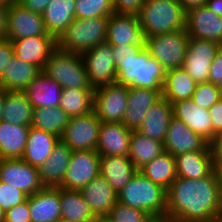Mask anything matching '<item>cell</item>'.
I'll return each instance as SVG.
<instances>
[{
	"label": "cell",
	"mask_w": 222,
	"mask_h": 222,
	"mask_svg": "<svg viewBox=\"0 0 222 222\" xmlns=\"http://www.w3.org/2000/svg\"><path fill=\"white\" fill-rule=\"evenodd\" d=\"M166 214L199 222L222 218V193L216 172L196 180L177 177L167 190Z\"/></svg>",
	"instance_id": "cell-1"
},
{
	"label": "cell",
	"mask_w": 222,
	"mask_h": 222,
	"mask_svg": "<svg viewBox=\"0 0 222 222\" xmlns=\"http://www.w3.org/2000/svg\"><path fill=\"white\" fill-rule=\"evenodd\" d=\"M137 16L144 38L186 27V11L178 0H145Z\"/></svg>",
	"instance_id": "cell-2"
},
{
	"label": "cell",
	"mask_w": 222,
	"mask_h": 222,
	"mask_svg": "<svg viewBox=\"0 0 222 222\" xmlns=\"http://www.w3.org/2000/svg\"><path fill=\"white\" fill-rule=\"evenodd\" d=\"M118 201L146 212L155 220L166 214L167 190L153 183L138 170L118 193Z\"/></svg>",
	"instance_id": "cell-3"
},
{
	"label": "cell",
	"mask_w": 222,
	"mask_h": 222,
	"mask_svg": "<svg viewBox=\"0 0 222 222\" xmlns=\"http://www.w3.org/2000/svg\"><path fill=\"white\" fill-rule=\"evenodd\" d=\"M116 73V82L124 86H135L162 91L166 70L144 48L137 57L121 62Z\"/></svg>",
	"instance_id": "cell-4"
},
{
	"label": "cell",
	"mask_w": 222,
	"mask_h": 222,
	"mask_svg": "<svg viewBox=\"0 0 222 222\" xmlns=\"http://www.w3.org/2000/svg\"><path fill=\"white\" fill-rule=\"evenodd\" d=\"M109 17H92L77 19L66 28L57 39L61 50L82 55L94 46L106 42Z\"/></svg>",
	"instance_id": "cell-5"
},
{
	"label": "cell",
	"mask_w": 222,
	"mask_h": 222,
	"mask_svg": "<svg viewBox=\"0 0 222 222\" xmlns=\"http://www.w3.org/2000/svg\"><path fill=\"white\" fill-rule=\"evenodd\" d=\"M42 72L55 80L62 89H94L81 55L58 47L50 54Z\"/></svg>",
	"instance_id": "cell-6"
},
{
	"label": "cell",
	"mask_w": 222,
	"mask_h": 222,
	"mask_svg": "<svg viewBox=\"0 0 222 222\" xmlns=\"http://www.w3.org/2000/svg\"><path fill=\"white\" fill-rule=\"evenodd\" d=\"M189 36L185 30L144 38L145 49L168 71L181 68L188 48Z\"/></svg>",
	"instance_id": "cell-7"
},
{
	"label": "cell",
	"mask_w": 222,
	"mask_h": 222,
	"mask_svg": "<svg viewBox=\"0 0 222 222\" xmlns=\"http://www.w3.org/2000/svg\"><path fill=\"white\" fill-rule=\"evenodd\" d=\"M129 86L117 82L94 88L93 111L101 122L122 123L128 106Z\"/></svg>",
	"instance_id": "cell-8"
},
{
	"label": "cell",
	"mask_w": 222,
	"mask_h": 222,
	"mask_svg": "<svg viewBox=\"0 0 222 222\" xmlns=\"http://www.w3.org/2000/svg\"><path fill=\"white\" fill-rule=\"evenodd\" d=\"M101 121L94 111L69 119L60 140L72 151L96 150Z\"/></svg>",
	"instance_id": "cell-9"
},
{
	"label": "cell",
	"mask_w": 222,
	"mask_h": 222,
	"mask_svg": "<svg viewBox=\"0 0 222 222\" xmlns=\"http://www.w3.org/2000/svg\"><path fill=\"white\" fill-rule=\"evenodd\" d=\"M222 45L212 40L189 37L182 67L196 83L208 82L210 66Z\"/></svg>",
	"instance_id": "cell-10"
},
{
	"label": "cell",
	"mask_w": 222,
	"mask_h": 222,
	"mask_svg": "<svg viewBox=\"0 0 222 222\" xmlns=\"http://www.w3.org/2000/svg\"><path fill=\"white\" fill-rule=\"evenodd\" d=\"M93 88L116 82V67L108 42L100 43L81 55Z\"/></svg>",
	"instance_id": "cell-11"
},
{
	"label": "cell",
	"mask_w": 222,
	"mask_h": 222,
	"mask_svg": "<svg viewBox=\"0 0 222 222\" xmlns=\"http://www.w3.org/2000/svg\"><path fill=\"white\" fill-rule=\"evenodd\" d=\"M100 175V155L96 150L72 151L61 188L80 190Z\"/></svg>",
	"instance_id": "cell-12"
},
{
	"label": "cell",
	"mask_w": 222,
	"mask_h": 222,
	"mask_svg": "<svg viewBox=\"0 0 222 222\" xmlns=\"http://www.w3.org/2000/svg\"><path fill=\"white\" fill-rule=\"evenodd\" d=\"M0 181L20 189L27 196L44 188L38 168L23 159H0Z\"/></svg>",
	"instance_id": "cell-13"
},
{
	"label": "cell",
	"mask_w": 222,
	"mask_h": 222,
	"mask_svg": "<svg viewBox=\"0 0 222 222\" xmlns=\"http://www.w3.org/2000/svg\"><path fill=\"white\" fill-rule=\"evenodd\" d=\"M33 36H52L46 30L42 15L19 3L9 6L5 39L13 41Z\"/></svg>",
	"instance_id": "cell-14"
},
{
	"label": "cell",
	"mask_w": 222,
	"mask_h": 222,
	"mask_svg": "<svg viewBox=\"0 0 222 222\" xmlns=\"http://www.w3.org/2000/svg\"><path fill=\"white\" fill-rule=\"evenodd\" d=\"M163 146L173 157L192 151H211L206 140L175 117L170 122Z\"/></svg>",
	"instance_id": "cell-15"
},
{
	"label": "cell",
	"mask_w": 222,
	"mask_h": 222,
	"mask_svg": "<svg viewBox=\"0 0 222 222\" xmlns=\"http://www.w3.org/2000/svg\"><path fill=\"white\" fill-rule=\"evenodd\" d=\"M185 31L191 38L212 40L222 45V18L205 5L186 11Z\"/></svg>",
	"instance_id": "cell-16"
},
{
	"label": "cell",
	"mask_w": 222,
	"mask_h": 222,
	"mask_svg": "<svg viewBox=\"0 0 222 222\" xmlns=\"http://www.w3.org/2000/svg\"><path fill=\"white\" fill-rule=\"evenodd\" d=\"M131 133L123 123L101 122L96 151L100 156H128Z\"/></svg>",
	"instance_id": "cell-17"
},
{
	"label": "cell",
	"mask_w": 222,
	"mask_h": 222,
	"mask_svg": "<svg viewBox=\"0 0 222 222\" xmlns=\"http://www.w3.org/2000/svg\"><path fill=\"white\" fill-rule=\"evenodd\" d=\"M14 55L43 70L50 54L57 48L54 36H33L11 41Z\"/></svg>",
	"instance_id": "cell-18"
},
{
	"label": "cell",
	"mask_w": 222,
	"mask_h": 222,
	"mask_svg": "<svg viewBox=\"0 0 222 222\" xmlns=\"http://www.w3.org/2000/svg\"><path fill=\"white\" fill-rule=\"evenodd\" d=\"M173 117L181 120L209 144L213 141V125L208 109L200 108L191 99L172 103Z\"/></svg>",
	"instance_id": "cell-19"
},
{
	"label": "cell",
	"mask_w": 222,
	"mask_h": 222,
	"mask_svg": "<svg viewBox=\"0 0 222 222\" xmlns=\"http://www.w3.org/2000/svg\"><path fill=\"white\" fill-rule=\"evenodd\" d=\"M106 42L111 46L144 44L138 16L117 13L109 16Z\"/></svg>",
	"instance_id": "cell-20"
},
{
	"label": "cell",
	"mask_w": 222,
	"mask_h": 222,
	"mask_svg": "<svg viewBox=\"0 0 222 222\" xmlns=\"http://www.w3.org/2000/svg\"><path fill=\"white\" fill-rule=\"evenodd\" d=\"M161 97L162 91L129 86L128 106L122 123L129 130L137 131L149 108Z\"/></svg>",
	"instance_id": "cell-21"
},
{
	"label": "cell",
	"mask_w": 222,
	"mask_h": 222,
	"mask_svg": "<svg viewBox=\"0 0 222 222\" xmlns=\"http://www.w3.org/2000/svg\"><path fill=\"white\" fill-rule=\"evenodd\" d=\"M72 150L61 140L57 142L49 158L38 167L44 187H60L70 163Z\"/></svg>",
	"instance_id": "cell-22"
},
{
	"label": "cell",
	"mask_w": 222,
	"mask_h": 222,
	"mask_svg": "<svg viewBox=\"0 0 222 222\" xmlns=\"http://www.w3.org/2000/svg\"><path fill=\"white\" fill-rule=\"evenodd\" d=\"M79 191L95 216L109 215L118 202L117 192L101 175L91 180Z\"/></svg>",
	"instance_id": "cell-23"
},
{
	"label": "cell",
	"mask_w": 222,
	"mask_h": 222,
	"mask_svg": "<svg viewBox=\"0 0 222 222\" xmlns=\"http://www.w3.org/2000/svg\"><path fill=\"white\" fill-rule=\"evenodd\" d=\"M172 118V104L161 97L149 108L137 131L144 136L163 143Z\"/></svg>",
	"instance_id": "cell-24"
},
{
	"label": "cell",
	"mask_w": 222,
	"mask_h": 222,
	"mask_svg": "<svg viewBox=\"0 0 222 222\" xmlns=\"http://www.w3.org/2000/svg\"><path fill=\"white\" fill-rule=\"evenodd\" d=\"M31 222H56L61 218L59 187H44L29 196Z\"/></svg>",
	"instance_id": "cell-25"
},
{
	"label": "cell",
	"mask_w": 222,
	"mask_h": 222,
	"mask_svg": "<svg viewBox=\"0 0 222 222\" xmlns=\"http://www.w3.org/2000/svg\"><path fill=\"white\" fill-rule=\"evenodd\" d=\"M138 169L128 156H100V175L117 194L132 179Z\"/></svg>",
	"instance_id": "cell-26"
},
{
	"label": "cell",
	"mask_w": 222,
	"mask_h": 222,
	"mask_svg": "<svg viewBox=\"0 0 222 222\" xmlns=\"http://www.w3.org/2000/svg\"><path fill=\"white\" fill-rule=\"evenodd\" d=\"M177 177L196 180L214 171L211 151H192L175 157Z\"/></svg>",
	"instance_id": "cell-27"
},
{
	"label": "cell",
	"mask_w": 222,
	"mask_h": 222,
	"mask_svg": "<svg viewBox=\"0 0 222 222\" xmlns=\"http://www.w3.org/2000/svg\"><path fill=\"white\" fill-rule=\"evenodd\" d=\"M60 138L30 126L27 143L21 159L34 167H39L50 156Z\"/></svg>",
	"instance_id": "cell-28"
},
{
	"label": "cell",
	"mask_w": 222,
	"mask_h": 222,
	"mask_svg": "<svg viewBox=\"0 0 222 222\" xmlns=\"http://www.w3.org/2000/svg\"><path fill=\"white\" fill-rule=\"evenodd\" d=\"M34 108L60 105L62 87L41 72L24 90Z\"/></svg>",
	"instance_id": "cell-29"
},
{
	"label": "cell",
	"mask_w": 222,
	"mask_h": 222,
	"mask_svg": "<svg viewBox=\"0 0 222 222\" xmlns=\"http://www.w3.org/2000/svg\"><path fill=\"white\" fill-rule=\"evenodd\" d=\"M76 0H51L42 17L48 34L58 39L75 20Z\"/></svg>",
	"instance_id": "cell-30"
},
{
	"label": "cell",
	"mask_w": 222,
	"mask_h": 222,
	"mask_svg": "<svg viewBox=\"0 0 222 222\" xmlns=\"http://www.w3.org/2000/svg\"><path fill=\"white\" fill-rule=\"evenodd\" d=\"M41 72L38 66L14 55L4 67L1 87L5 91H24Z\"/></svg>",
	"instance_id": "cell-31"
},
{
	"label": "cell",
	"mask_w": 222,
	"mask_h": 222,
	"mask_svg": "<svg viewBox=\"0 0 222 222\" xmlns=\"http://www.w3.org/2000/svg\"><path fill=\"white\" fill-rule=\"evenodd\" d=\"M30 126L0 120V159H21Z\"/></svg>",
	"instance_id": "cell-32"
},
{
	"label": "cell",
	"mask_w": 222,
	"mask_h": 222,
	"mask_svg": "<svg viewBox=\"0 0 222 222\" xmlns=\"http://www.w3.org/2000/svg\"><path fill=\"white\" fill-rule=\"evenodd\" d=\"M197 83L183 68L166 71L162 89V97L170 104L182 100L191 99Z\"/></svg>",
	"instance_id": "cell-33"
},
{
	"label": "cell",
	"mask_w": 222,
	"mask_h": 222,
	"mask_svg": "<svg viewBox=\"0 0 222 222\" xmlns=\"http://www.w3.org/2000/svg\"><path fill=\"white\" fill-rule=\"evenodd\" d=\"M61 218L69 222H92L96 217L81 192L59 187Z\"/></svg>",
	"instance_id": "cell-34"
},
{
	"label": "cell",
	"mask_w": 222,
	"mask_h": 222,
	"mask_svg": "<svg viewBox=\"0 0 222 222\" xmlns=\"http://www.w3.org/2000/svg\"><path fill=\"white\" fill-rule=\"evenodd\" d=\"M33 109L24 91H6L1 120L14 125L31 126Z\"/></svg>",
	"instance_id": "cell-35"
},
{
	"label": "cell",
	"mask_w": 222,
	"mask_h": 222,
	"mask_svg": "<svg viewBox=\"0 0 222 222\" xmlns=\"http://www.w3.org/2000/svg\"><path fill=\"white\" fill-rule=\"evenodd\" d=\"M139 171L153 183L166 190L169 189L177 178L175 157L167 152L146 163Z\"/></svg>",
	"instance_id": "cell-36"
},
{
	"label": "cell",
	"mask_w": 222,
	"mask_h": 222,
	"mask_svg": "<svg viewBox=\"0 0 222 222\" xmlns=\"http://www.w3.org/2000/svg\"><path fill=\"white\" fill-rule=\"evenodd\" d=\"M164 152L162 142L132 131L128 157L138 170Z\"/></svg>",
	"instance_id": "cell-37"
},
{
	"label": "cell",
	"mask_w": 222,
	"mask_h": 222,
	"mask_svg": "<svg viewBox=\"0 0 222 222\" xmlns=\"http://www.w3.org/2000/svg\"><path fill=\"white\" fill-rule=\"evenodd\" d=\"M69 119L70 117L59 106L34 108L31 126L60 138Z\"/></svg>",
	"instance_id": "cell-38"
},
{
	"label": "cell",
	"mask_w": 222,
	"mask_h": 222,
	"mask_svg": "<svg viewBox=\"0 0 222 222\" xmlns=\"http://www.w3.org/2000/svg\"><path fill=\"white\" fill-rule=\"evenodd\" d=\"M94 89H62L59 107L70 117L86 115L93 111Z\"/></svg>",
	"instance_id": "cell-39"
},
{
	"label": "cell",
	"mask_w": 222,
	"mask_h": 222,
	"mask_svg": "<svg viewBox=\"0 0 222 222\" xmlns=\"http://www.w3.org/2000/svg\"><path fill=\"white\" fill-rule=\"evenodd\" d=\"M115 13L112 0H76L75 15L77 19L92 17H109Z\"/></svg>",
	"instance_id": "cell-40"
},
{
	"label": "cell",
	"mask_w": 222,
	"mask_h": 222,
	"mask_svg": "<svg viewBox=\"0 0 222 222\" xmlns=\"http://www.w3.org/2000/svg\"><path fill=\"white\" fill-rule=\"evenodd\" d=\"M114 222H152L153 219L144 211L124 205L119 201L108 215Z\"/></svg>",
	"instance_id": "cell-41"
},
{
	"label": "cell",
	"mask_w": 222,
	"mask_h": 222,
	"mask_svg": "<svg viewBox=\"0 0 222 222\" xmlns=\"http://www.w3.org/2000/svg\"><path fill=\"white\" fill-rule=\"evenodd\" d=\"M191 100L200 108L209 109L221 100L218 86L209 82L197 83Z\"/></svg>",
	"instance_id": "cell-42"
},
{
	"label": "cell",
	"mask_w": 222,
	"mask_h": 222,
	"mask_svg": "<svg viewBox=\"0 0 222 222\" xmlns=\"http://www.w3.org/2000/svg\"><path fill=\"white\" fill-rule=\"evenodd\" d=\"M27 195L16 187L9 186L0 181V207L6 213L11 207L24 202Z\"/></svg>",
	"instance_id": "cell-43"
},
{
	"label": "cell",
	"mask_w": 222,
	"mask_h": 222,
	"mask_svg": "<svg viewBox=\"0 0 222 222\" xmlns=\"http://www.w3.org/2000/svg\"><path fill=\"white\" fill-rule=\"evenodd\" d=\"M145 48L144 44H126L111 46L113 59L116 70L120 68L121 62H127L137 55Z\"/></svg>",
	"instance_id": "cell-44"
},
{
	"label": "cell",
	"mask_w": 222,
	"mask_h": 222,
	"mask_svg": "<svg viewBox=\"0 0 222 222\" xmlns=\"http://www.w3.org/2000/svg\"><path fill=\"white\" fill-rule=\"evenodd\" d=\"M4 222H31L29 196L24 202L16 205L15 207H11L5 213Z\"/></svg>",
	"instance_id": "cell-45"
},
{
	"label": "cell",
	"mask_w": 222,
	"mask_h": 222,
	"mask_svg": "<svg viewBox=\"0 0 222 222\" xmlns=\"http://www.w3.org/2000/svg\"><path fill=\"white\" fill-rule=\"evenodd\" d=\"M145 0H112L117 14L138 15Z\"/></svg>",
	"instance_id": "cell-46"
},
{
	"label": "cell",
	"mask_w": 222,
	"mask_h": 222,
	"mask_svg": "<svg viewBox=\"0 0 222 222\" xmlns=\"http://www.w3.org/2000/svg\"><path fill=\"white\" fill-rule=\"evenodd\" d=\"M14 57V48L10 40L0 38V86L2 84V77L4 67Z\"/></svg>",
	"instance_id": "cell-47"
},
{
	"label": "cell",
	"mask_w": 222,
	"mask_h": 222,
	"mask_svg": "<svg viewBox=\"0 0 222 222\" xmlns=\"http://www.w3.org/2000/svg\"><path fill=\"white\" fill-rule=\"evenodd\" d=\"M213 125V140L222 133V99L208 109Z\"/></svg>",
	"instance_id": "cell-48"
},
{
	"label": "cell",
	"mask_w": 222,
	"mask_h": 222,
	"mask_svg": "<svg viewBox=\"0 0 222 222\" xmlns=\"http://www.w3.org/2000/svg\"><path fill=\"white\" fill-rule=\"evenodd\" d=\"M222 81V47L217 52L211 66L208 82L218 85Z\"/></svg>",
	"instance_id": "cell-49"
},
{
	"label": "cell",
	"mask_w": 222,
	"mask_h": 222,
	"mask_svg": "<svg viewBox=\"0 0 222 222\" xmlns=\"http://www.w3.org/2000/svg\"><path fill=\"white\" fill-rule=\"evenodd\" d=\"M50 1L51 0H21L18 3L24 8L42 15Z\"/></svg>",
	"instance_id": "cell-50"
},
{
	"label": "cell",
	"mask_w": 222,
	"mask_h": 222,
	"mask_svg": "<svg viewBox=\"0 0 222 222\" xmlns=\"http://www.w3.org/2000/svg\"><path fill=\"white\" fill-rule=\"evenodd\" d=\"M214 168L222 165V139H214L210 143Z\"/></svg>",
	"instance_id": "cell-51"
},
{
	"label": "cell",
	"mask_w": 222,
	"mask_h": 222,
	"mask_svg": "<svg viewBox=\"0 0 222 222\" xmlns=\"http://www.w3.org/2000/svg\"><path fill=\"white\" fill-rule=\"evenodd\" d=\"M9 6L0 3V38H5Z\"/></svg>",
	"instance_id": "cell-52"
},
{
	"label": "cell",
	"mask_w": 222,
	"mask_h": 222,
	"mask_svg": "<svg viewBox=\"0 0 222 222\" xmlns=\"http://www.w3.org/2000/svg\"><path fill=\"white\" fill-rule=\"evenodd\" d=\"M205 6L222 18V0H206Z\"/></svg>",
	"instance_id": "cell-53"
},
{
	"label": "cell",
	"mask_w": 222,
	"mask_h": 222,
	"mask_svg": "<svg viewBox=\"0 0 222 222\" xmlns=\"http://www.w3.org/2000/svg\"><path fill=\"white\" fill-rule=\"evenodd\" d=\"M185 11L193 8L199 7L206 4V0H178Z\"/></svg>",
	"instance_id": "cell-54"
},
{
	"label": "cell",
	"mask_w": 222,
	"mask_h": 222,
	"mask_svg": "<svg viewBox=\"0 0 222 222\" xmlns=\"http://www.w3.org/2000/svg\"><path fill=\"white\" fill-rule=\"evenodd\" d=\"M160 222H199L195 220H189L183 217H178L174 215L165 214L161 218H158Z\"/></svg>",
	"instance_id": "cell-55"
},
{
	"label": "cell",
	"mask_w": 222,
	"mask_h": 222,
	"mask_svg": "<svg viewBox=\"0 0 222 222\" xmlns=\"http://www.w3.org/2000/svg\"><path fill=\"white\" fill-rule=\"evenodd\" d=\"M6 91L0 86V120L2 119V114L4 110Z\"/></svg>",
	"instance_id": "cell-56"
},
{
	"label": "cell",
	"mask_w": 222,
	"mask_h": 222,
	"mask_svg": "<svg viewBox=\"0 0 222 222\" xmlns=\"http://www.w3.org/2000/svg\"><path fill=\"white\" fill-rule=\"evenodd\" d=\"M215 172H216V175H217V178H218V183H219V186L221 188V193H222V165L216 166L215 167Z\"/></svg>",
	"instance_id": "cell-57"
},
{
	"label": "cell",
	"mask_w": 222,
	"mask_h": 222,
	"mask_svg": "<svg viewBox=\"0 0 222 222\" xmlns=\"http://www.w3.org/2000/svg\"><path fill=\"white\" fill-rule=\"evenodd\" d=\"M92 222H114L108 215L96 216Z\"/></svg>",
	"instance_id": "cell-58"
},
{
	"label": "cell",
	"mask_w": 222,
	"mask_h": 222,
	"mask_svg": "<svg viewBox=\"0 0 222 222\" xmlns=\"http://www.w3.org/2000/svg\"><path fill=\"white\" fill-rule=\"evenodd\" d=\"M0 3L5 4L7 6H12L13 4L18 3L16 0H0Z\"/></svg>",
	"instance_id": "cell-59"
},
{
	"label": "cell",
	"mask_w": 222,
	"mask_h": 222,
	"mask_svg": "<svg viewBox=\"0 0 222 222\" xmlns=\"http://www.w3.org/2000/svg\"><path fill=\"white\" fill-rule=\"evenodd\" d=\"M5 219V213L2 211V208L0 207V222H4Z\"/></svg>",
	"instance_id": "cell-60"
},
{
	"label": "cell",
	"mask_w": 222,
	"mask_h": 222,
	"mask_svg": "<svg viewBox=\"0 0 222 222\" xmlns=\"http://www.w3.org/2000/svg\"><path fill=\"white\" fill-rule=\"evenodd\" d=\"M217 86H218V90H219V93H220V97L222 99V81Z\"/></svg>",
	"instance_id": "cell-61"
},
{
	"label": "cell",
	"mask_w": 222,
	"mask_h": 222,
	"mask_svg": "<svg viewBox=\"0 0 222 222\" xmlns=\"http://www.w3.org/2000/svg\"><path fill=\"white\" fill-rule=\"evenodd\" d=\"M56 222H69V221H68V220H65V219L60 218V219H58Z\"/></svg>",
	"instance_id": "cell-62"
},
{
	"label": "cell",
	"mask_w": 222,
	"mask_h": 222,
	"mask_svg": "<svg viewBox=\"0 0 222 222\" xmlns=\"http://www.w3.org/2000/svg\"><path fill=\"white\" fill-rule=\"evenodd\" d=\"M209 222H221V218H219V219H215V220H213V221H209Z\"/></svg>",
	"instance_id": "cell-63"
},
{
	"label": "cell",
	"mask_w": 222,
	"mask_h": 222,
	"mask_svg": "<svg viewBox=\"0 0 222 222\" xmlns=\"http://www.w3.org/2000/svg\"><path fill=\"white\" fill-rule=\"evenodd\" d=\"M215 139H222V133L218 135Z\"/></svg>",
	"instance_id": "cell-64"
},
{
	"label": "cell",
	"mask_w": 222,
	"mask_h": 222,
	"mask_svg": "<svg viewBox=\"0 0 222 222\" xmlns=\"http://www.w3.org/2000/svg\"><path fill=\"white\" fill-rule=\"evenodd\" d=\"M152 222H160L158 219L153 220Z\"/></svg>",
	"instance_id": "cell-65"
}]
</instances>
